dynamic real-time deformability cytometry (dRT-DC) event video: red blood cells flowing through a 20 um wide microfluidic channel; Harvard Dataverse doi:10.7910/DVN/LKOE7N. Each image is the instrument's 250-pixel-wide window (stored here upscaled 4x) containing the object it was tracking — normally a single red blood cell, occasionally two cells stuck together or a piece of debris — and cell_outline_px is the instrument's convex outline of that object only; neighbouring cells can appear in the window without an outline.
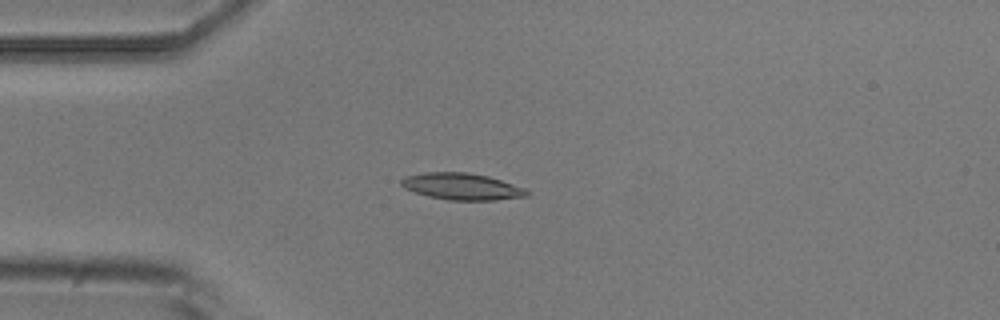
{"species": "common noctule bat (a hibernating species)", "species_latin": "Nyctalus noctula", "temperature_condition": "room temperature", "stored_images_in_passage": 4, "camera_frame_rate_fps": 3000, "um_per_image_px": 0.085, "animal": {"sex": "male", "body_mass_g": 20.5, "forearm_length_mm": 52.5}, "frame": {"image": 1, "passage_image": 3, "time_ms": 2.333, "image_size_px": [1000, 320], "cell_outline_px": [[528, 196], [496, 200], [448, 200], [428, 196], [404, 188], [400, 184], [400, 180], [404, 176], [424, 172], [468, 172], [488, 176], [524, 188], [528, 192]], "centroid_in_image_um": [39.22, 15.84], "position_along_channel_um": 45.8, "area_um2": 19.48}}